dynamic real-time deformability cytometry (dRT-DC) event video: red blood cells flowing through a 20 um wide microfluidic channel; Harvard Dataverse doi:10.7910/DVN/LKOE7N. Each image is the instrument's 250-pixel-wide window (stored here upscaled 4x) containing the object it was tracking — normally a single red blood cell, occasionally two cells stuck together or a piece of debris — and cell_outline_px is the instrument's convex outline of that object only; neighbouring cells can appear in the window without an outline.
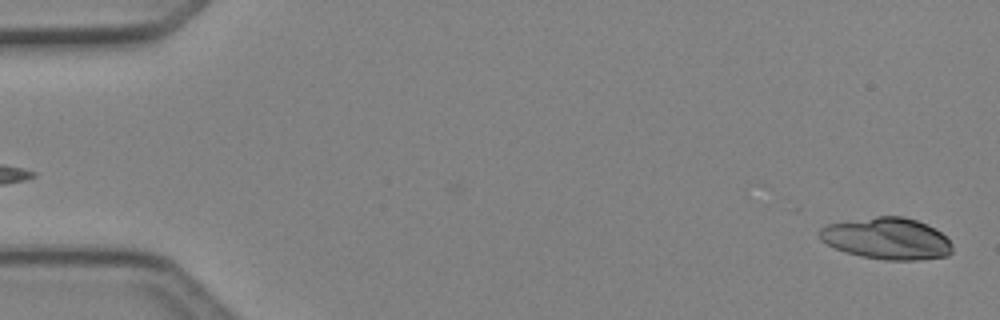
{"species": "Egyptian fruit bat (a non-hibernating species)", "species_latin": "Rousettus aegyptiacus", "temperature_condition": "cold", "stored_images_in_passage": 39, "camera_frame_rate_fps": 3000, "um_per_image_px": 0.085, "animal": {"sex": "female"}, "frame": {"image": 1, "passage_image": 2, "time_ms": 0.333, "image_size_px": [1000, 320], "cell_outline_px": [[952, 252], [948, 256], [916, 260], [884, 260], [860, 256], [844, 252], [820, 240], [820, 228], [828, 224], [876, 216], [904, 216], [916, 220], [936, 228], [952, 244]], "centroid_in_image_um": [75.4, 20.28], "position_along_channel_um": 9.6, "area_um2": 32.25}}
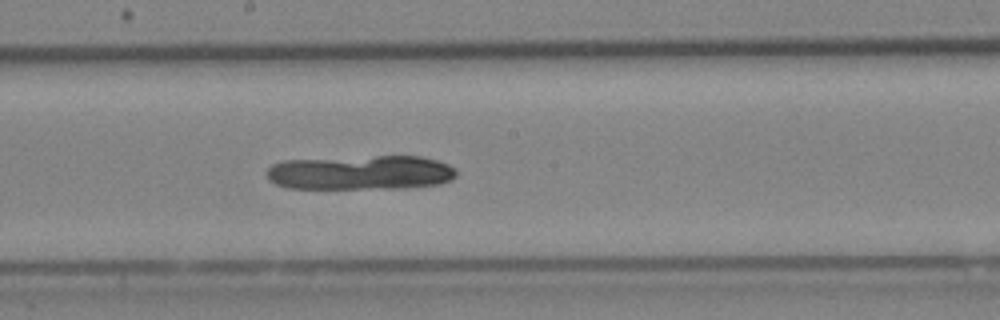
{"frame": {"image": 2, "passage_image": 27, "time_ms": 8.667, "image_size_px": [1000, 320], "cell_outline_px": [[456, 176], [440, 184], [408, 188], [288, 188], [276, 184], [268, 180], [268, 168], [272, 164], [280, 160], [376, 156], [420, 156], [436, 160], [448, 164], [456, 168]], "centroid_in_image_um": [30.66, 14.66], "position_along_channel_um": 217.5, "area_um2": 38.21}}
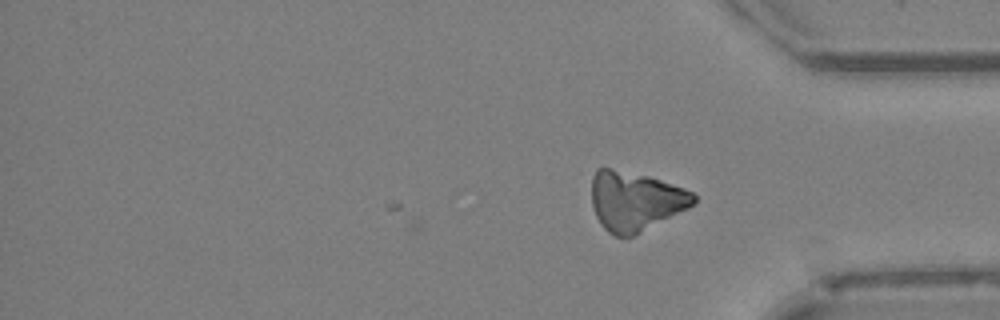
{"frame": {"image": 3, "passage_image": 39, "time_ms": 12.667, "image_size_px": [1000, 320], "cell_outline_px": [[696, 200], [688, 208], [632, 236], [616, 236], [608, 232], [600, 224], [596, 216], [592, 204], [592, 176], [596, 168], [612, 168], [648, 176], [684, 188], [692, 192], [696, 196]], "centroid_in_image_um": [53.96, 17.07], "position_along_channel_um": 381.2, "area_um2": 34.97}}